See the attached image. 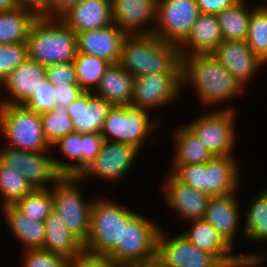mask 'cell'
I'll return each instance as SVG.
<instances>
[{
    "mask_svg": "<svg viewBox=\"0 0 267 267\" xmlns=\"http://www.w3.org/2000/svg\"><path fill=\"white\" fill-rule=\"evenodd\" d=\"M187 85L194 87L201 105L208 110H217L215 105L231 102L246 91L211 54L181 56V90Z\"/></svg>",
    "mask_w": 267,
    "mask_h": 267,
    "instance_id": "1",
    "label": "cell"
},
{
    "mask_svg": "<svg viewBox=\"0 0 267 267\" xmlns=\"http://www.w3.org/2000/svg\"><path fill=\"white\" fill-rule=\"evenodd\" d=\"M118 63L130 75L181 72V56L175 44L154 34H128L121 45Z\"/></svg>",
    "mask_w": 267,
    "mask_h": 267,
    "instance_id": "2",
    "label": "cell"
},
{
    "mask_svg": "<svg viewBox=\"0 0 267 267\" xmlns=\"http://www.w3.org/2000/svg\"><path fill=\"white\" fill-rule=\"evenodd\" d=\"M26 43L28 58L43 66L72 62L77 54L76 33L60 18L38 16Z\"/></svg>",
    "mask_w": 267,
    "mask_h": 267,
    "instance_id": "3",
    "label": "cell"
},
{
    "mask_svg": "<svg viewBox=\"0 0 267 267\" xmlns=\"http://www.w3.org/2000/svg\"><path fill=\"white\" fill-rule=\"evenodd\" d=\"M102 197V198H101ZM96 197L91 210V230L84 250L93 254L108 255L121 242L122 225L135 210L106 197ZM135 211V212H134Z\"/></svg>",
    "mask_w": 267,
    "mask_h": 267,
    "instance_id": "4",
    "label": "cell"
},
{
    "mask_svg": "<svg viewBox=\"0 0 267 267\" xmlns=\"http://www.w3.org/2000/svg\"><path fill=\"white\" fill-rule=\"evenodd\" d=\"M150 113L133 106L113 105L103 122L100 135L104 141L133 145L141 151L161 123L160 118L152 119Z\"/></svg>",
    "mask_w": 267,
    "mask_h": 267,
    "instance_id": "5",
    "label": "cell"
},
{
    "mask_svg": "<svg viewBox=\"0 0 267 267\" xmlns=\"http://www.w3.org/2000/svg\"><path fill=\"white\" fill-rule=\"evenodd\" d=\"M0 136L5 146L24 151H51L40 114L23 105H0Z\"/></svg>",
    "mask_w": 267,
    "mask_h": 267,
    "instance_id": "6",
    "label": "cell"
},
{
    "mask_svg": "<svg viewBox=\"0 0 267 267\" xmlns=\"http://www.w3.org/2000/svg\"><path fill=\"white\" fill-rule=\"evenodd\" d=\"M81 183L83 181L80 177L62 176L52 186V196L53 209L60 215L69 231L85 244L91 230L94 199H84Z\"/></svg>",
    "mask_w": 267,
    "mask_h": 267,
    "instance_id": "7",
    "label": "cell"
},
{
    "mask_svg": "<svg viewBox=\"0 0 267 267\" xmlns=\"http://www.w3.org/2000/svg\"><path fill=\"white\" fill-rule=\"evenodd\" d=\"M217 110L203 111L186 125L201 140L213 156H234L236 144V109L227 105Z\"/></svg>",
    "mask_w": 267,
    "mask_h": 267,
    "instance_id": "8",
    "label": "cell"
},
{
    "mask_svg": "<svg viewBox=\"0 0 267 267\" xmlns=\"http://www.w3.org/2000/svg\"><path fill=\"white\" fill-rule=\"evenodd\" d=\"M146 217L136 212L122 225L121 242L108 256L120 263L142 262L157 256V237L161 226Z\"/></svg>",
    "mask_w": 267,
    "mask_h": 267,
    "instance_id": "9",
    "label": "cell"
},
{
    "mask_svg": "<svg viewBox=\"0 0 267 267\" xmlns=\"http://www.w3.org/2000/svg\"><path fill=\"white\" fill-rule=\"evenodd\" d=\"M2 146L0 164L21 173L34 189H48L49 184L53 186L62 177L55 167L53 151H24Z\"/></svg>",
    "mask_w": 267,
    "mask_h": 267,
    "instance_id": "10",
    "label": "cell"
},
{
    "mask_svg": "<svg viewBox=\"0 0 267 267\" xmlns=\"http://www.w3.org/2000/svg\"><path fill=\"white\" fill-rule=\"evenodd\" d=\"M199 13L196 0H157L154 35L179 46L187 38Z\"/></svg>",
    "mask_w": 267,
    "mask_h": 267,
    "instance_id": "11",
    "label": "cell"
},
{
    "mask_svg": "<svg viewBox=\"0 0 267 267\" xmlns=\"http://www.w3.org/2000/svg\"><path fill=\"white\" fill-rule=\"evenodd\" d=\"M181 72L153 73L134 79L131 106L153 112L180 98ZM153 109V110H152Z\"/></svg>",
    "mask_w": 267,
    "mask_h": 267,
    "instance_id": "12",
    "label": "cell"
},
{
    "mask_svg": "<svg viewBox=\"0 0 267 267\" xmlns=\"http://www.w3.org/2000/svg\"><path fill=\"white\" fill-rule=\"evenodd\" d=\"M140 152L133 145L104 141L95 160L79 177L83 182L92 178L107 183L123 180Z\"/></svg>",
    "mask_w": 267,
    "mask_h": 267,
    "instance_id": "13",
    "label": "cell"
},
{
    "mask_svg": "<svg viewBox=\"0 0 267 267\" xmlns=\"http://www.w3.org/2000/svg\"><path fill=\"white\" fill-rule=\"evenodd\" d=\"M163 230L161 227L157 237L161 267H210L218 260L212 253L193 245L182 233L172 236Z\"/></svg>",
    "mask_w": 267,
    "mask_h": 267,
    "instance_id": "14",
    "label": "cell"
},
{
    "mask_svg": "<svg viewBox=\"0 0 267 267\" xmlns=\"http://www.w3.org/2000/svg\"><path fill=\"white\" fill-rule=\"evenodd\" d=\"M164 184V185H163ZM163 186V198L167 208L173 213L190 222L201 220L205 216V212L212 198L207 193L195 190L193 187L180 182L171 172L168 171Z\"/></svg>",
    "mask_w": 267,
    "mask_h": 267,
    "instance_id": "15",
    "label": "cell"
},
{
    "mask_svg": "<svg viewBox=\"0 0 267 267\" xmlns=\"http://www.w3.org/2000/svg\"><path fill=\"white\" fill-rule=\"evenodd\" d=\"M245 88L265 64L252 52L246 41L222 40L211 53ZM249 84V85H248Z\"/></svg>",
    "mask_w": 267,
    "mask_h": 267,
    "instance_id": "16",
    "label": "cell"
},
{
    "mask_svg": "<svg viewBox=\"0 0 267 267\" xmlns=\"http://www.w3.org/2000/svg\"><path fill=\"white\" fill-rule=\"evenodd\" d=\"M46 78V66L27 58L1 83L8 96L0 95V105H24Z\"/></svg>",
    "mask_w": 267,
    "mask_h": 267,
    "instance_id": "17",
    "label": "cell"
},
{
    "mask_svg": "<svg viewBox=\"0 0 267 267\" xmlns=\"http://www.w3.org/2000/svg\"><path fill=\"white\" fill-rule=\"evenodd\" d=\"M157 0H112L114 24L127 34H154Z\"/></svg>",
    "mask_w": 267,
    "mask_h": 267,
    "instance_id": "18",
    "label": "cell"
},
{
    "mask_svg": "<svg viewBox=\"0 0 267 267\" xmlns=\"http://www.w3.org/2000/svg\"><path fill=\"white\" fill-rule=\"evenodd\" d=\"M127 35L116 24L82 31L76 34L77 52L97 56L110 64L118 63L121 45Z\"/></svg>",
    "mask_w": 267,
    "mask_h": 267,
    "instance_id": "19",
    "label": "cell"
},
{
    "mask_svg": "<svg viewBox=\"0 0 267 267\" xmlns=\"http://www.w3.org/2000/svg\"><path fill=\"white\" fill-rule=\"evenodd\" d=\"M236 194L212 197L203 218L217 230L219 235L233 250L234 240L238 236L239 228L244 229L240 227L242 226L240 218L243 219L240 213L241 204L239 202L241 200L237 198Z\"/></svg>",
    "mask_w": 267,
    "mask_h": 267,
    "instance_id": "20",
    "label": "cell"
},
{
    "mask_svg": "<svg viewBox=\"0 0 267 267\" xmlns=\"http://www.w3.org/2000/svg\"><path fill=\"white\" fill-rule=\"evenodd\" d=\"M112 106L93 92H84L67 107L68 115L73 121L74 132L100 133Z\"/></svg>",
    "mask_w": 267,
    "mask_h": 267,
    "instance_id": "21",
    "label": "cell"
},
{
    "mask_svg": "<svg viewBox=\"0 0 267 267\" xmlns=\"http://www.w3.org/2000/svg\"><path fill=\"white\" fill-rule=\"evenodd\" d=\"M76 34L114 24L112 0H81L60 18Z\"/></svg>",
    "mask_w": 267,
    "mask_h": 267,
    "instance_id": "22",
    "label": "cell"
},
{
    "mask_svg": "<svg viewBox=\"0 0 267 267\" xmlns=\"http://www.w3.org/2000/svg\"><path fill=\"white\" fill-rule=\"evenodd\" d=\"M234 156H214L206 163V193L212 197L236 193L240 187L239 160Z\"/></svg>",
    "mask_w": 267,
    "mask_h": 267,
    "instance_id": "23",
    "label": "cell"
},
{
    "mask_svg": "<svg viewBox=\"0 0 267 267\" xmlns=\"http://www.w3.org/2000/svg\"><path fill=\"white\" fill-rule=\"evenodd\" d=\"M222 40L217 15L200 12L187 38L178 46L180 56L211 54Z\"/></svg>",
    "mask_w": 267,
    "mask_h": 267,
    "instance_id": "24",
    "label": "cell"
},
{
    "mask_svg": "<svg viewBox=\"0 0 267 267\" xmlns=\"http://www.w3.org/2000/svg\"><path fill=\"white\" fill-rule=\"evenodd\" d=\"M134 79L119 63L110 64L93 93L112 105L131 106Z\"/></svg>",
    "mask_w": 267,
    "mask_h": 267,
    "instance_id": "25",
    "label": "cell"
},
{
    "mask_svg": "<svg viewBox=\"0 0 267 267\" xmlns=\"http://www.w3.org/2000/svg\"><path fill=\"white\" fill-rule=\"evenodd\" d=\"M44 225L45 239L42 249L69 259L84 250V244L69 231L56 210H51Z\"/></svg>",
    "mask_w": 267,
    "mask_h": 267,
    "instance_id": "26",
    "label": "cell"
},
{
    "mask_svg": "<svg viewBox=\"0 0 267 267\" xmlns=\"http://www.w3.org/2000/svg\"><path fill=\"white\" fill-rule=\"evenodd\" d=\"M6 224L23 250L42 249L45 239V225L42 221L26 217L14 205L1 207Z\"/></svg>",
    "mask_w": 267,
    "mask_h": 267,
    "instance_id": "27",
    "label": "cell"
},
{
    "mask_svg": "<svg viewBox=\"0 0 267 267\" xmlns=\"http://www.w3.org/2000/svg\"><path fill=\"white\" fill-rule=\"evenodd\" d=\"M173 133L174 148L171 165L207 163L214 157L186 123L177 126Z\"/></svg>",
    "mask_w": 267,
    "mask_h": 267,
    "instance_id": "28",
    "label": "cell"
},
{
    "mask_svg": "<svg viewBox=\"0 0 267 267\" xmlns=\"http://www.w3.org/2000/svg\"><path fill=\"white\" fill-rule=\"evenodd\" d=\"M181 232L193 245L212 253L217 259L233 256V249L224 241L217 230L204 219L188 222Z\"/></svg>",
    "mask_w": 267,
    "mask_h": 267,
    "instance_id": "29",
    "label": "cell"
},
{
    "mask_svg": "<svg viewBox=\"0 0 267 267\" xmlns=\"http://www.w3.org/2000/svg\"><path fill=\"white\" fill-rule=\"evenodd\" d=\"M38 15L27 8L0 12V44L27 42L29 31Z\"/></svg>",
    "mask_w": 267,
    "mask_h": 267,
    "instance_id": "30",
    "label": "cell"
},
{
    "mask_svg": "<svg viewBox=\"0 0 267 267\" xmlns=\"http://www.w3.org/2000/svg\"><path fill=\"white\" fill-rule=\"evenodd\" d=\"M246 3V0H239L217 14L223 40L246 41L251 12L258 6L257 3L253 7Z\"/></svg>",
    "mask_w": 267,
    "mask_h": 267,
    "instance_id": "31",
    "label": "cell"
},
{
    "mask_svg": "<svg viewBox=\"0 0 267 267\" xmlns=\"http://www.w3.org/2000/svg\"><path fill=\"white\" fill-rule=\"evenodd\" d=\"M244 215L243 231L245 240L255 243L267 242V188L257 193L247 207Z\"/></svg>",
    "mask_w": 267,
    "mask_h": 267,
    "instance_id": "32",
    "label": "cell"
},
{
    "mask_svg": "<svg viewBox=\"0 0 267 267\" xmlns=\"http://www.w3.org/2000/svg\"><path fill=\"white\" fill-rule=\"evenodd\" d=\"M81 134L78 132H72L61 138L54 146V149H58L59 154L66 158L68 161H62L54 156V164L57 171L62 176H75L81 175ZM72 162H71V161ZM73 161H75L73 163Z\"/></svg>",
    "mask_w": 267,
    "mask_h": 267,
    "instance_id": "33",
    "label": "cell"
},
{
    "mask_svg": "<svg viewBox=\"0 0 267 267\" xmlns=\"http://www.w3.org/2000/svg\"><path fill=\"white\" fill-rule=\"evenodd\" d=\"M73 63L76 69L78 84L85 92H94L101 77L110 65L106 60L94 55L77 52Z\"/></svg>",
    "mask_w": 267,
    "mask_h": 267,
    "instance_id": "34",
    "label": "cell"
},
{
    "mask_svg": "<svg viewBox=\"0 0 267 267\" xmlns=\"http://www.w3.org/2000/svg\"><path fill=\"white\" fill-rule=\"evenodd\" d=\"M246 43L252 52L267 65V10L257 6L250 15Z\"/></svg>",
    "mask_w": 267,
    "mask_h": 267,
    "instance_id": "35",
    "label": "cell"
},
{
    "mask_svg": "<svg viewBox=\"0 0 267 267\" xmlns=\"http://www.w3.org/2000/svg\"><path fill=\"white\" fill-rule=\"evenodd\" d=\"M33 190L34 188L21 173L0 164V194L2 198L0 207L14 205Z\"/></svg>",
    "mask_w": 267,
    "mask_h": 267,
    "instance_id": "36",
    "label": "cell"
},
{
    "mask_svg": "<svg viewBox=\"0 0 267 267\" xmlns=\"http://www.w3.org/2000/svg\"><path fill=\"white\" fill-rule=\"evenodd\" d=\"M44 136L54 146L61 138L74 132L72 119L66 106H56L55 110L40 114Z\"/></svg>",
    "mask_w": 267,
    "mask_h": 267,
    "instance_id": "37",
    "label": "cell"
},
{
    "mask_svg": "<svg viewBox=\"0 0 267 267\" xmlns=\"http://www.w3.org/2000/svg\"><path fill=\"white\" fill-rule=\"evenodd\" d=\"M14 206L26 217L44 222L53 209L52 186L48 189H34Z\"/></svg>",
    "mask_w": 267,
    "mask_h": 267,
    "instance_id": "38",
    "label": "cell"
},
{
    "mask_svg": "<svg viewBox=\"0 0 267 267\" xmlns=\"http://www.w3.org/2000/svg\"><path fill=\"white\" fill-rule=\"evenodd\" d=\"M28 58L27 43L0 44V85Z\"/></svg>",
    "mask_w": 267,
    "mask_h": 267,
    "instance_id": "39",
    "label": "cell"
},
{
    "mask_svg": "<svg viewBox=\"0 0 267 267\" xmlns=\"http://www.w3.org/2000/svg\"><path fill=\"white\" fill-rule=\"evenodd\" d=\"M172 166V167H171ZM170 172L182 183L206 193V163L170 165Z\"/></svg>",
    "mask_w": 267,
    "mask_h": 267,
    "instance_id": "40",
    "label": "cell"
},
{
    "mask_svg": "<svg viewBox=\"0 0 267 267\" xmlns=\"http://www.w3.org/2000/svg\"><path fill=\"white\" fill-rule=\"evenodd\" d=\"M21 267H68L69 258L44 249L23 250Z\"/></svg>",
    "mask_w": 267,
    "mask_h": 267,
    "instance_id": "41",
    "label": "cell"
},
{
    "mask_svg": "<svg viewBox=\"0 0 267 267\" xmlns=\"http://www.w3.org/2000/svg\"><path fill=\"white\" fill-rule=\"evenodd\" d=\"M56 90V87L46 78L23 106L38 114L55 110L57 106Z\"/></svg>",
    "mask_w": 267,
    "mask_h": 267,
    "instance_id": "42",
    "label": "cell"
},
{
    "mask_svg": "<svg viewBox=\"0 0 267 267\" xmlns=\"http://www.w3.org/2000/svg\"><path fill=\"white\" fill-rule=\"evenodd\" d=\"M46 76L54 86L79 85L73 61L46 66Z\"/></svg>",
    "mask_w": 267,
    "mask_h": 267,
    "instance_id": "43",
    "label": "cell"
},
{
    "mask_svg": "<svg viewBox=\"0 0 267 267\" xmlns=\"http://www.w3.org/2000/svg\"><path fill=\"white\" fill-rule=\"evenodd\" d=\"M81 174L90 166L99 154L104 142L100 133L81 134Z\"/></svg>",
    "mask_w": 267,
    "mask_h": 267,
    "instance_id": "44",
    "label": "cell"
},
{
    "mask_svg": "<svg viewBox=\"0 0 267 267\" xmlns=\"http://www.w3.org/2000/svg\"><path fill=\"white\" fill-rule=\"evenodd\" d=\"M68 267H120V262L108 255L93 254L83 250L69 259Z\"/></svg>",
    "mask_w": 267,
    "mask_h": 267,
    "instance_id": "45",
    "label": "cell"
},
{
    "mask_svg": "<svg viewBox=\"0 0 267 267\" xmlns=\"http://www.w3.org/2000/svg\"><path fill=\"white\" fill-rule=\"evenodd\" d=\"M255 252L253 253H235L233 256L218 259L210 267H252L255 260Z\"/></svg>",
    "mask_w": 267,
    "mask_h": 267,
    "instance_id": "46",
    "label": "cell"
},
{
    "mask_svg": "<svg viewBox=\"0 0 267 267\" xmlns=\"http://www.w3.org/2000/svg\"><path fill=\"white\" fill-rule=\"evenodd\" d=\"M57 106L68 107L74 100L81 96L85 91L80 85H56Z\"/></svg>",
    "mask_w": 267,
    "mask_h": 267,
    "instance_id": "47",
    "label": "cell"
},
{
    "mask_svg": "<svg viewBox=\"0 0 267 267\" xmlns=\"http://www.w3.org/2000/svg\"><path fill=\"white\" fill-rule=\"evenodd\" d=\"M239 0H196L200 12L217 15Z\"/></svg>",
    "mask_w": 267,
    "mask_h": 267,
    "instance_id": "48",
    "label": "cell"
},
{
    "mask_svg": "<svg viewBox=\"0 0 267 267\" xmlns=\"http://www.w3.org/2000/svg\"><path fill=\"white\" fill-rule=\"evenodd\" d=\"M81 0H51L50 8L42 15L47 18H61Z\"/></svg>",
    "mask_w": 267,
    "mask_h": 267,
    "instance_id": "49",
    "label": "cell"
},
{
    "mask_svg": "<svg viewBox=\"0 0 267 267\" xmlns=\"http://www.w3.org/2000/svg\"><path fill=\"white\" fill-rule=\"evenodd\" d=\"M19 7L34 11L38 16H42L49 8L51 0H16Z\"/></svg>",
    "mask_w": 267,
    "mask_h": 267,
    "instance_id": "50",
    "label": "cell"
},
{
    "mask_svg": "<svg viewBox=\"0 0 267 267\" xmlns=\"http://www.w3.org/2000/svg\"><path fill=\"white\" fill-rule=\"evenodd\" d=\"M120 267H161V262L156 256L150 260L142 262H126L120 263Z\"/></svg>",
    "mask_w": 267,
    "mask_h": 267,
    "instance_id": "51",
    "label": "cell"
},
{
    "mask_svg": "<svg viewBox=\"0 0 267 267\" xmlns=\"http://www.w3.org/2000/svg\"><path fill=\"white\" fill-rule=\"evenodd\" d=\"M18 7L16 0H0V12L12 11Z\"/></svg>",
    "mask_w": 267,
    "mask_h": 267,
    "instance_id": "52",
    "label": "cell"
},
{
    "mask_svg": "<svg viewBox=\"0 0 267 267\" xmlns=\"http://www.w3.org/2000/svg\"><path fill=\"white\" fill-rule=\"evenodd\" d=\"M256 253L255 260L252 262V267H261L263 263L267 262V253Z\"/></svg>",
    "mask_w": 267,
    "mask_h": 267,
    "instance_id": "53",
    "label": "cell"
},
{
    "mask_svg": "<svg viewBox=\"0 0 267 267\" xmlns=\"http://www.w3.org/2000/svg\"><path fill=\"white\" fill-rule=\"evenodd\" d=\"M263 2H261V3H259V4H257L258 6H263L266 10H267V1L265 0V3H263Z\"/></svg>",
    "mask_w": 267,
    "mask_h": 267,
    "instance_id": "54",
    "label": "cell"
}]
</instances>
